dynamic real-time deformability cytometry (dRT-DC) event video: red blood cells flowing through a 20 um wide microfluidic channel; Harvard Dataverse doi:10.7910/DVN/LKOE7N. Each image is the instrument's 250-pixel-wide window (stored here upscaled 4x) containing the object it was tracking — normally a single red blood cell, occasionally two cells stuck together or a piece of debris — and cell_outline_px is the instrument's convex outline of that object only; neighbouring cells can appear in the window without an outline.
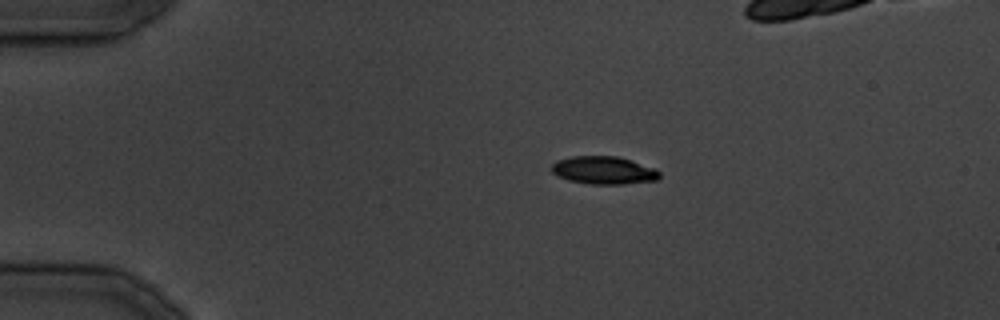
{"species": "common noctule bat (a hibernating species)", "species_latin": "Nyctalus noctula", "temperature_condition": "cold", "stored_images_in_passage": 9, "camera_frame_rate_fps": 3000, "um_per_image_px": 0.085, "animal": {"sex": "male", "body_mass_g": 19.5, "forearm_length_mm": 54.6}, "frame": {"image": 1, "passage_image": 1, "time_ms": 0.0, "image_size_px": [1000, 320], "cell_outline_px": [[660, 176], [656, 180], [624, 184], [592, 184], [568, 180], [556, 176], [552, 172], [552, 164], [556, 160], [572, 156], [616, 156], [656, 168], [660, 172]], "centroid_in_image_um": [51.3, 14.47], "position_along_channel_um": 33.7, "area_um2": 17.51}}
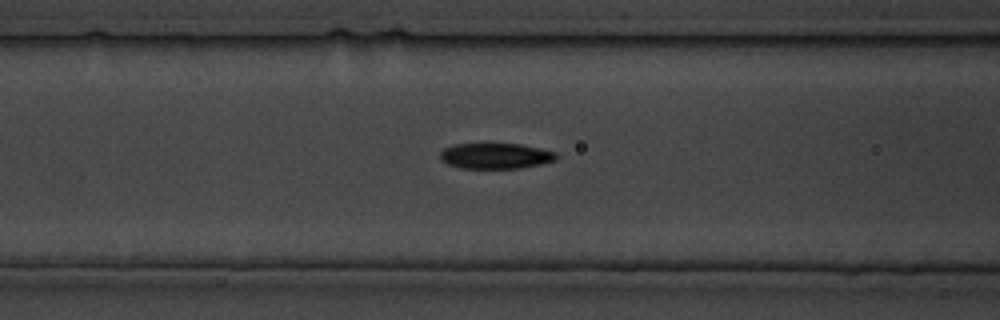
{"frame": {"image": 2, "passage_image": 8, "time_ms": 9.0, "image_size_px": [1000, 320], "cell_outline_px": [[560, 156], [556, 160], [540, 164], [520, 168], [460, 168], [448, 164], [440, 160], [440, 152], [444, 148], [456, 144], [520, 144], [540, 148], [556, 152]], "centroid_in_image_um": [42.14, 13.25], "position_along_channel_um": 124.5, "area_um2": 17.4}}